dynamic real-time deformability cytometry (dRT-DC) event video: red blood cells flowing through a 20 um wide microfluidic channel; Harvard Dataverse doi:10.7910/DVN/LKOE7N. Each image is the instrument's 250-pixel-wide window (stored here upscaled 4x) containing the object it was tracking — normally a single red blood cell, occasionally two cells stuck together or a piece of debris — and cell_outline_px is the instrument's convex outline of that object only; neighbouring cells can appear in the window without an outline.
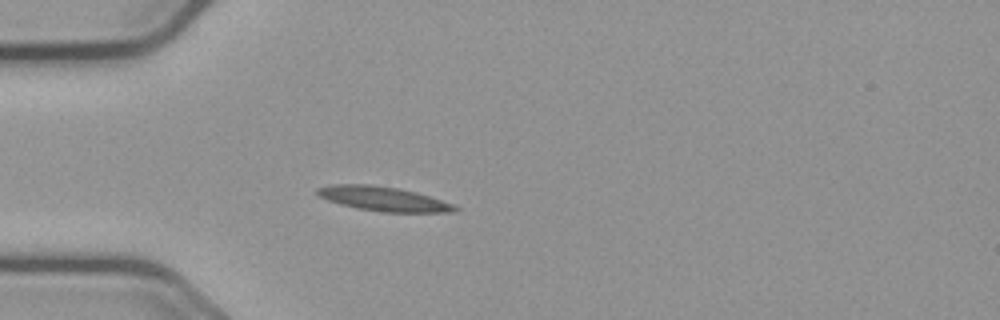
{"species": "common noctule bat (a hibernating species)", "species_latin": "Nyctalus noctula", "temperature_condition": "cold", "stored_images_in_passage": 56, "camera_frame_rate_fps": 3000, "um_per_image_px": 0.085, "animal": {"sex": "male", "body_mass_g": 23.1, "forearm_length_mm": 52.7}, "frame": {"image": 1, "passage_image": 16, "time_ms": 5.0, "image_size_px": [1000, 320], "cell_outline_px": [[460, 208], [452, 212], [384, 212], [356, 208], [340, 204], [328, 200], [320, 196], [316, 192], [316, 188], [328, 184], [372, 184], [400, 188], [416, 192], [452, 204]], "centroid_in_image_um": [32.54, 16.88], "position_along_channel_um": 52.5, "area_um2": 19.54}}
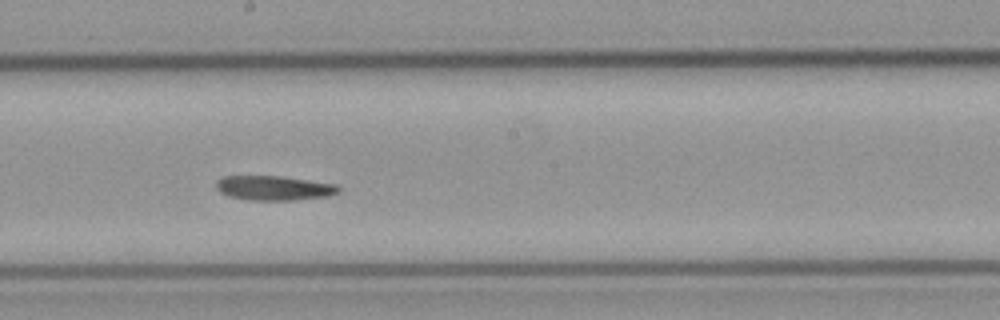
{"frame": {"image": 2, "passage_image": 31, "time_ms": 10.0, "image_size_px": [1000, 320], "cell_outline_px": [[340, 192], [328, 196], [292, 200], [248, 200], [228, 196], [220, 192], [216, 188], [216, 180], [224, 176], [280, 176], [336, 184], [340, 188]], "centroid_in_image_um": [23.27, 15.98], "position_along_channel_um": 224.9, "area_um2": 17.51}}
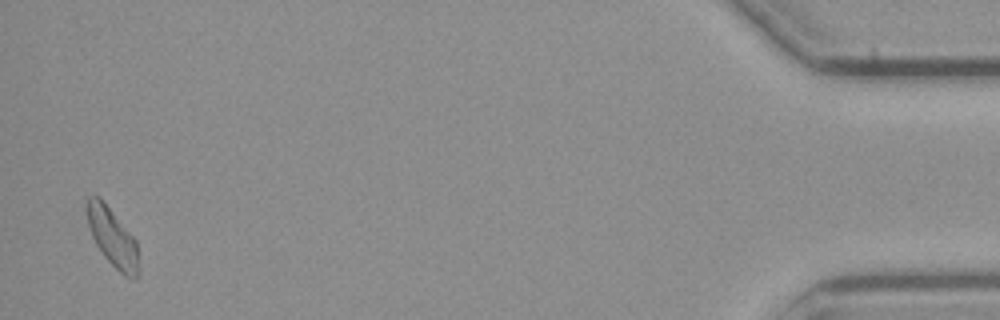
{"frame": {"image": 3, "passage_image": 55, "time_ms": 18.0, "image_size_px": [1000, 320], "cell_outline_px": [[140, 276], [136, 280], [132, 280], [124, 276], [104, 256], [96, 244], [92, 236], [88, 224], [84, 204], [88, 196], [100, 196], [136, 240], [140, 272]], "centroid_in_image_um": [9.57, 20.19], "position_along_channel_um": 425.6, "area_um2": 17.98}}